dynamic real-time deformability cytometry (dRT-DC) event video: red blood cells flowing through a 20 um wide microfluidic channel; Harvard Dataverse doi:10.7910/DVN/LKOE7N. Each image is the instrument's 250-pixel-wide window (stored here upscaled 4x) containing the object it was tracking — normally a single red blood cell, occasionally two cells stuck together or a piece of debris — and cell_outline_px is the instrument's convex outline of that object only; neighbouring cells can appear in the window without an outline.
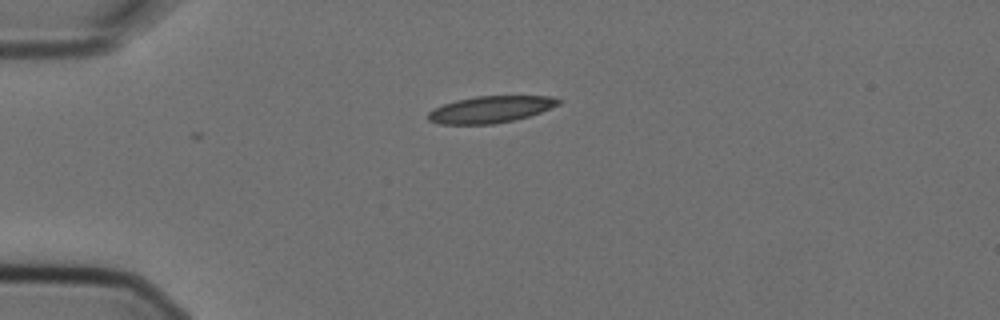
{"species": "Egyptian fruit bat (a non-hibernating species)", "species_latin": "Rousettus aegyptiacus", "temperature_condition": "cold", "stored_images_in_passage": 2, "camera_frame_rate_fps": 3000, "um_per_image_px": 0.085, "animal": {"sex": "female"}, "frame": {"image": 1, "passage_image": 1, "time_ms": 0.0, "image_size_px": [1000, 320], "cell_outline_px": [[560, 104], [540, 112], [516, 120], [492, 124], [440, 124], [428, 120], [428, 112], [432, 108], [456, 100], [476, 96], [548, 96], [560, 100]], "centroid_in_image_um": [41.66, 9.3], "position_along_channel_um": 43.3, "area_um2": 20.23}}